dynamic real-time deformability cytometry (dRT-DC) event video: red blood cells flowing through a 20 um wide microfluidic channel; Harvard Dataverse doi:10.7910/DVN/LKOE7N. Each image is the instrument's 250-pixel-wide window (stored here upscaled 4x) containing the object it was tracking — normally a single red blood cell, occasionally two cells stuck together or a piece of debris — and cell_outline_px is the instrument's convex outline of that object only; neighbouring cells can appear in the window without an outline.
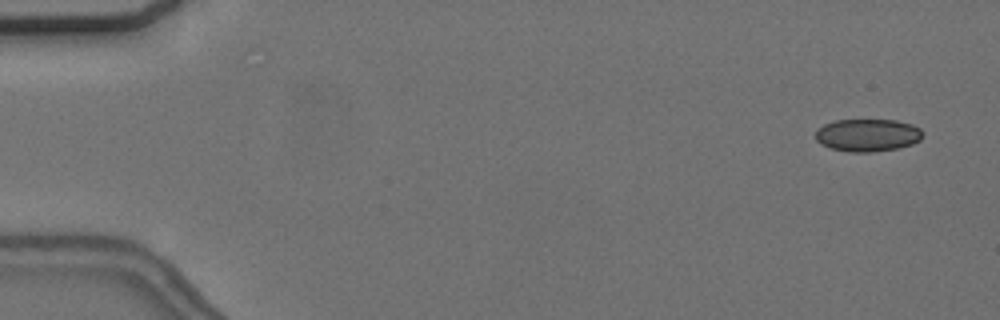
{"species": "common noctule bat (a hibernating species)", "species_latin": "Nyctalus noctula", "temperature_condition": "cold", "stored_images_in_passage": 15, "camera_frame_rate_fps": 3000, "um_per_image_px": 0.085, "animal": {"sex": "female", "body_mass_g": 24.6, "forearm_length_mm": 56.2}, "frame": {"image": 1, "passage_image": 3, "time_ms": 0.667, "image_size_px": [1000, 320], "cell_outline_px": [[924, 132], [920, 140], [912, 144], [900, 148], [872, 152], [848, 152], [832, 148], [820, 144], [816, 140], [816, 128], [824, 124], [836, 120], [896, 120], [912, 124], [920, 128]], "centroid_in_image_um": [73.75, 11.49], "position_along_channel_um": 11.2, "area_um2": 20.58}}
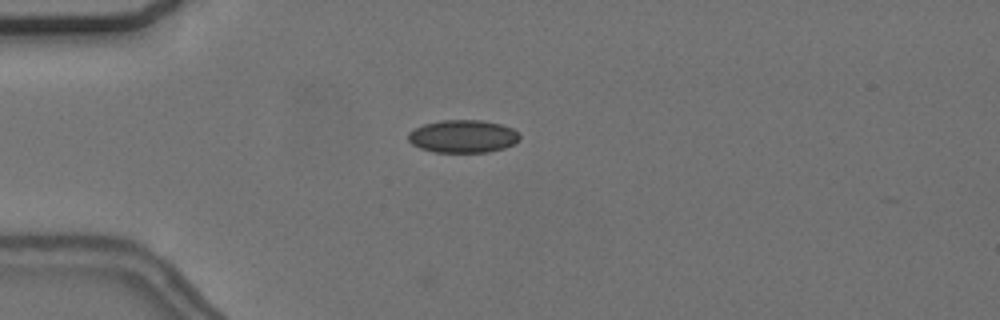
{"frame": {"image": 2, "passage_image": 15, "time_ms": 4.667, "image_size_px": [1000, 320], "cell_outline_px": [[520, 140], [504, 148], [488, 152], [436, 152], [420, 148], [412, 144], [408, 140], [408, 132], [424, 124], [440, 120], [484, 120], [500, 124], [512, 128], [520, 136]], "centroid_in_image_um": [39.34, 11.58], "position_along_channel_um": 45.7, "area_um2": 21.27}}